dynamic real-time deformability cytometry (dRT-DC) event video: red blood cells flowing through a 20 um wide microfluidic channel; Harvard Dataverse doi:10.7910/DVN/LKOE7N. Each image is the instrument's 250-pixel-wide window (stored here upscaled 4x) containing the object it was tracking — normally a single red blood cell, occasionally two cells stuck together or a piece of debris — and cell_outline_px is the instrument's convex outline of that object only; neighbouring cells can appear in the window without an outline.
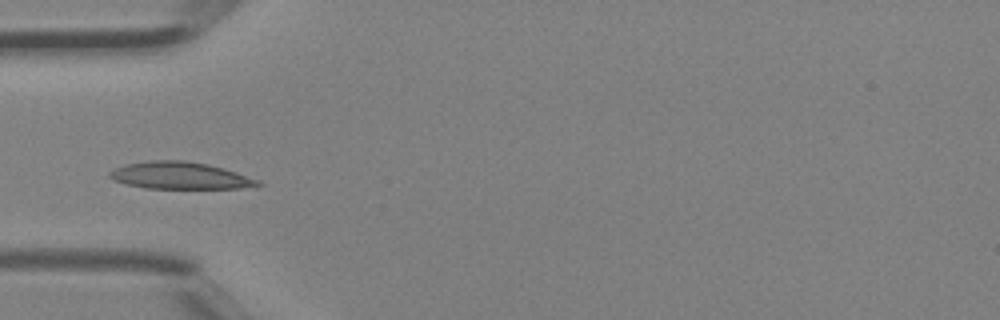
{"species": "Egyptian fruit bat (a non-hibernating species)", "species_latin": "Rousettus aegyptiacus", "temperature_condition": "room temperature", "stored_images_in_passage": 5, "camera_frame_rate_fps": 3000, "um_per_image_px": 0.085, "animal": {"sex": "female"}, "frame": {"image": 1, "passage_image": 3, "time_ms": 0.667, "image_size_px": [1000, 320], "cell_outline_px": [[264, 184], [240, 188], [144, 188], [112, 180], [108, 176], [108, 172], [116, 168], [128, 164], [152, 160], [184, 160], [208, 164], [236, 172], [260, 180]], "centroid_in_image_um": [15.3, 14.92], "position_along_channel_um": 69.7, "area_um2": 23.18}}
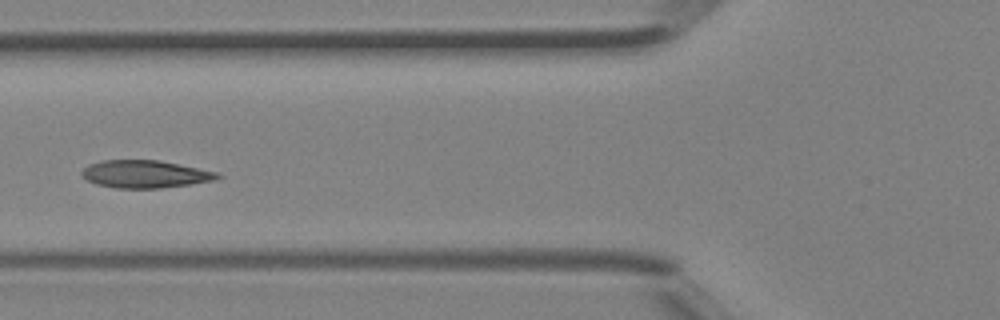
{"frame": {"image": 2, "passage_image": 4, "time_ms": 1.0, "image_size_px": [1000, 320], "cell_outline_px": [[224, 176], [216, 180], [192, 184], [160, 188], [116, 188], [96, 184], [88, 180], [80, 172], [88, 164], [100, 160], [160, 160], [220, 172]], "centroid_in_image_um": [12.39, 14.79], "position_along_channel_um": 113.4, "area_um2": 22.08}}
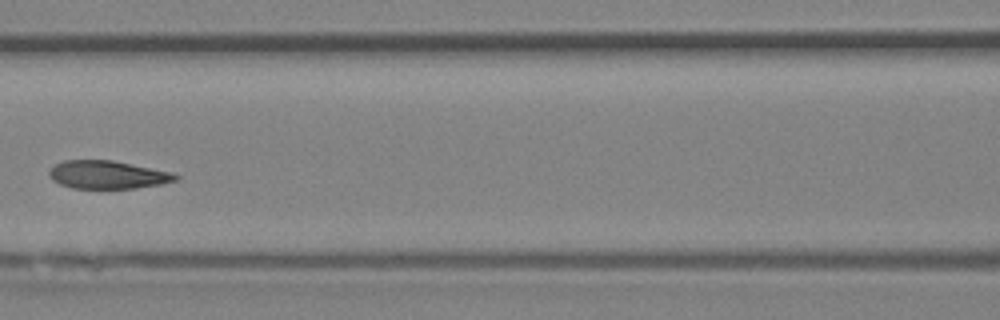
{"frame": {"image": 3, "passage_image": 5, "time_ms": 1.333, "image_size_px": [1000, 320], "cell_outline_px": [[180, 180], [160, 184], [136, 188], [72, 188], [60, 184], [52, 180], [48, 176], [48, 168], [64, 160], [112, 160], [172, 172], [180, 176]], "centroid_in_image_um": [9.13, 14.85], "position_along_channel_um": 157.5, "area_um2": 20.81}}